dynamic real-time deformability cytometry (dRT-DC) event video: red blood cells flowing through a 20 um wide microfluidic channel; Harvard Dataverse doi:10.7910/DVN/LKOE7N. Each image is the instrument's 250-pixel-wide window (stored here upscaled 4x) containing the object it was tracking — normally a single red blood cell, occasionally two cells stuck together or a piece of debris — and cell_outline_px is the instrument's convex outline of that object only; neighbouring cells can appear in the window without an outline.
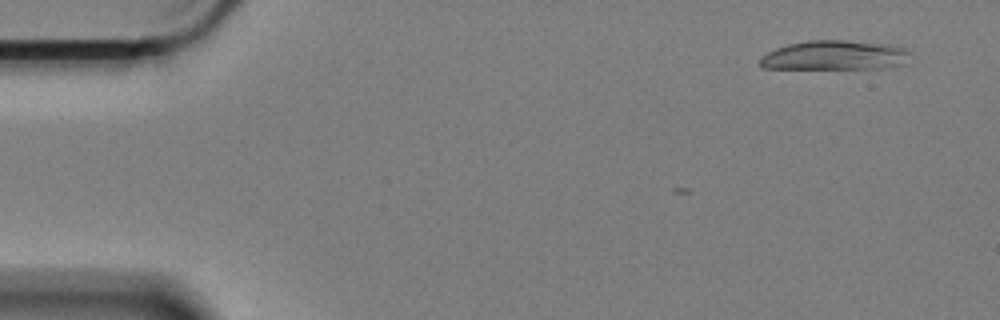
{"species": "Egyptian fruit bat (a non-hibernating species)", "species_latin": "Rousettus aegyptiacus", "temperature_condition": "cold", "stored_images_in_passage": 3, "camera_frame_rate_fps": 3000, "um_per_image_px": 0.085, "animal": {"sex": "female"}, "frame": {"image": 1, "passage_image": 1, "time_ms": 0.0, "image_size_px": [1000, 320], "cell_outline_px": [[912, 64], [884, 68], [760, 68], [760, 60], [768, 52], [776, 48], [788, 44], [808, 40], [844, 40], [888, 44], [904, 48], [912, 52]], "centroid_in_image_um": [71.09, 4.71], "position_along_channel_um": 13.9, "area_um2": 26.13}}